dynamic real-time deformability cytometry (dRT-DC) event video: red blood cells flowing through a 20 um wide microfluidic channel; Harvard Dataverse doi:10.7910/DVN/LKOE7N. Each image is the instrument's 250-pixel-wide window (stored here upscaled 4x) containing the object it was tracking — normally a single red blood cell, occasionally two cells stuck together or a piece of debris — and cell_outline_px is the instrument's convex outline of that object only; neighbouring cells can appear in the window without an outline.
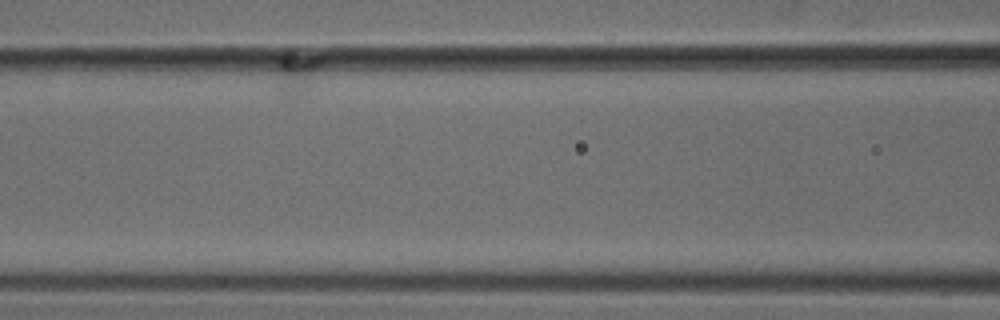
{"species": "common noctule bat (a hibernating species)", "species_latin": "Nyctalus noctula", "temperature_condition": "cold", "stored_images_in_passage": 36, "camera_frame_rate_fps": 3000, "um_per_image_px": 0.085, "animal": {"sex": "male", "body_mass_g": 18.8}, "frame": {"image": 1, "passage_image": 21, "time_ms": 6.667, "image_size_px": [1000, 320], "cell_outline_px": [[320, 64], [308, 88], [296, 96], [284, 96], [280, 88], [276, 68], [276, 56], [288, 52], [292, 52], [320, 60]], "centroid_in_image_um": [25.11, 6.17], "position_along_channel_um": 141.5, "area_um2": 10.29}}
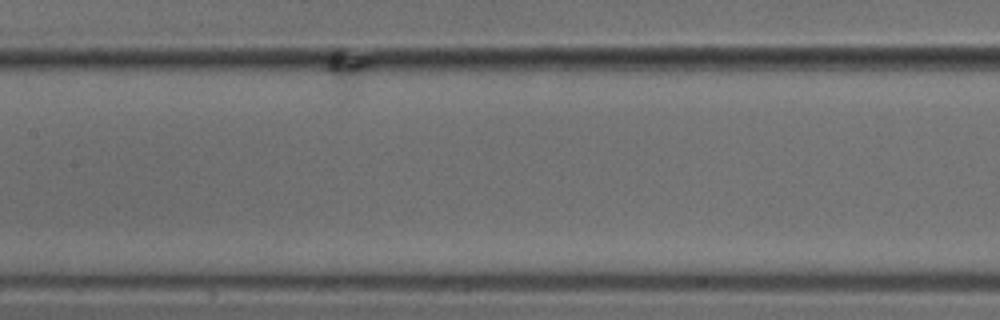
{"frame": {"image": 2, "passage_image": 31, "time_ms": 10.0, "image_size_px": [1000, 320], "cell_outline_px": [[368, 64], [352, 96], [340, 104], [332, 92], [324, 68], [324, 64], [328, 56], [336, 52], [368, 60]], "centroid_in_image_um": [29.26, 6.32], "position_along_channel_um": 178.1, "area_um2": 10.4}}